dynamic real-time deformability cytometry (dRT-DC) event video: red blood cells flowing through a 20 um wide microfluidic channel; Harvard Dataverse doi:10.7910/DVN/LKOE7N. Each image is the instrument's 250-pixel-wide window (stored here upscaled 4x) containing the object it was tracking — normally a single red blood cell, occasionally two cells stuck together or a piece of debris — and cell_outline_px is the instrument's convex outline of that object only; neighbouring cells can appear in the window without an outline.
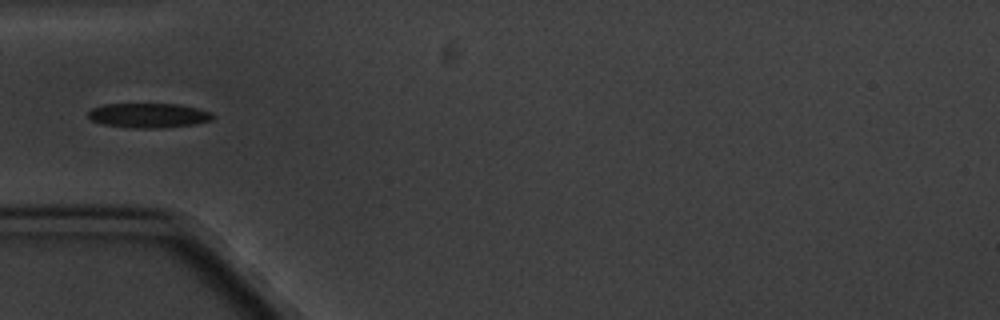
{"species": "common noctule bat (a hibernating species)", "species_latin": "Nyctalus noctula", "temperature_condition": "cold", "stored_images_in_passage": 15, "camera_frame_rate_fps": 3000, "um_per_image_px": 0.085, "animal": {"sex": "male", "body_mass_g": 20.1, "forearm_length_mm": 53.5}, "frame": {"image": 1, "passage_image": 5, "time_ms": 4.667, "image_size_px": [1000, 320], "cell_outline_px": [[212, 120], [196, 124], [164, 128], [128, 128], [104, 124], [92, 120], [88, 116], [88, 112], [92, 108], [104, 104], [180, 104], [212, 112]], "centroid_in_image_um": [12.64, 9.82], "position_along_channel_um": 72.4, "area_um2": 17.92}}
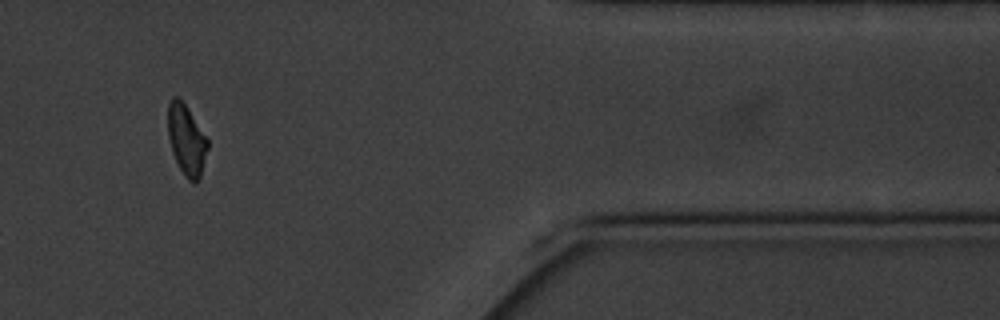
{"frame": {"image": 2, "passage_image": 13, "time_ms": 15.333, "image_size_px": [1000, 320], "cell_outline_px": [[208, 148], [200, 180], [196, 184], [188, 180], [184, 176], [172, 152], [168, 136], [168, 104], [172, 96], [180, 96], [188, 108], [208, 140]], "centroid_in_image_um": [15.85, 11.89], "position_along_channel_um": 395.5, "area_um2": 16.53}, "authors_computed_cell_mechanics": {"area_um2": 17.629, "velocity_mm_per_s": 3.3209, "shape_relaxation_time_tau1_ms": 3.377, "shape_relaxation_time_tau2_ms": 4.6884, "deformation_change_tau1": 0.1078, "deformation_change_tau2": 0.1136}}